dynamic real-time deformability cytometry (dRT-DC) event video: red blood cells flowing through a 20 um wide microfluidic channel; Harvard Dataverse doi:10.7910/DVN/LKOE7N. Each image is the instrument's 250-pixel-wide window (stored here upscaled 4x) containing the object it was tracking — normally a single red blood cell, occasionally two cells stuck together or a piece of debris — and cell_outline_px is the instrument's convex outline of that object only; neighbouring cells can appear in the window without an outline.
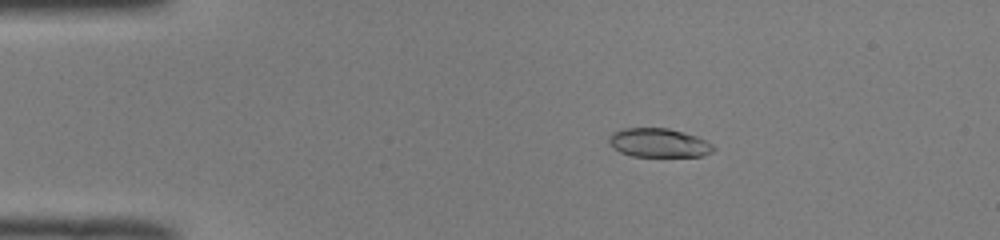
{"species": "common noctule bat (a hibernating species)", "species_latin": "Nyctalus noctula", "temperature_condition": "room temperature", "stored_images_in_passage": 46, "camera_frame_rate_fps": 3000, "um_per_image_px": 0.085, "animal": {"sex": "male", "body_mass_g": 19.0, "forearm_length_mm": 50.8}, "frame": {"image": 1, "passage_image": 5, "time_ms": 1.333, "image_size_px": [1000, 240], "cell_outline_px": [[716, 148], [712, 152], [704, 156], [632, 156], [620, 152], [612, 148], [608, 144], [608, 136], [612, 132], [624, 128], [668, 128], [696, 136], [712, 144]], "centroid_in_image_um": [55.95, 12.14], "position_along_channel_um": 29.0, "area_um2": 17.69}}
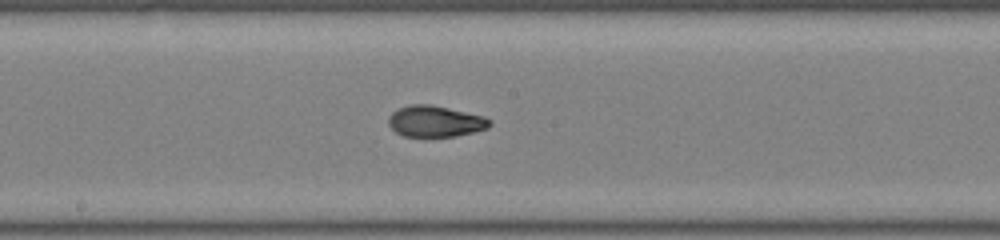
{"frame": {"image": 2, "passage_image": 23, "time_ms": 7.333, "image_size_px": [1000, 240], "cell_outline_px": [[492, 124], [488, 128], [456, 136], [404, 136], [396, 132], [388, 124], [388, 116], [396, 108], [412, 104], [432, 104], [484, 116], [492, 120]], "centroid_in_image_um": [36.99, 10.29], "position_along_channel_um": 211.2, "area_um2": 18.5}}
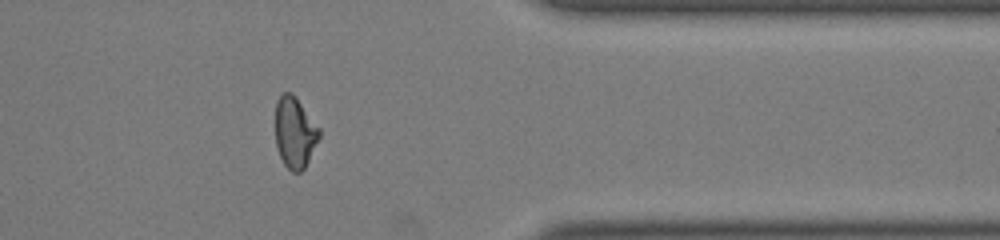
{"frame": {"image": 3, "passage_image": 37, "time_ms": 12.0, "image_size_px": [1000, 240], "cell_outline_px": [[320, 136], [304, 168], [300, 172], [292, 172], [284, 164], [280, 156], [276, 144], [276, 100], [284, 92], [292, 92], [296, 96], [320, 128]], "centroid_in_image_um": [25.06, 11.23], "position_along_channel_um": 386.3, "area_um2": 18.09}, "authors_computed_cell_mechanics": {"area_um2": 18.5249, "velocity_mm_per_s": 4.0435, "shape_relaxation_time_tau1_ms": 9.1213, "shape_relaxation_time_tau2_ms": 1.456, "deformation_change_tau1": 0.2642, "deformation_change_tau2": 0.0593}}